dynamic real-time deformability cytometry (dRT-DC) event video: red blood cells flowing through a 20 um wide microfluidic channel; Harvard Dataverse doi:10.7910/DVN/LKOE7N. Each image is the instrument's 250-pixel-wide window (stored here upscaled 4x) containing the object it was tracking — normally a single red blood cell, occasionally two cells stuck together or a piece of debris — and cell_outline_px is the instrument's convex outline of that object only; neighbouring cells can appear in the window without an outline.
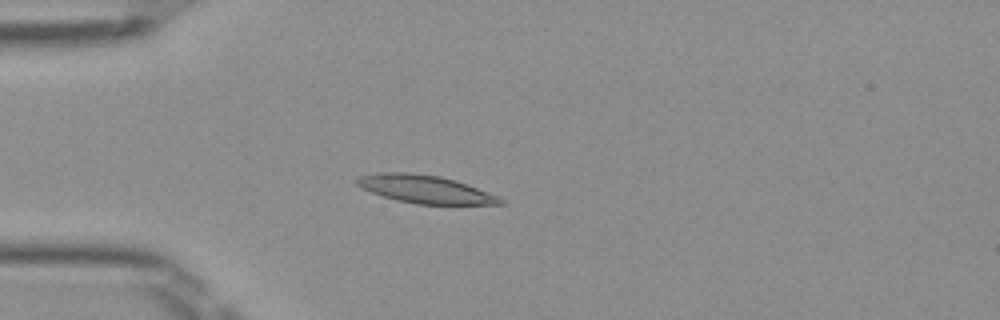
{"species": "Egyptian fruit bat (a non-hibernating species)", "species_latin": "Rousettus aegyptiacus", "temperature_condition": "room temperature", "stored_images_in_passage": 51, "camera_frame_rate_fps": 3000, "um_per_image_px": 0.085, "frame": {"image": 1, "passage_image": 14, "time_ms": 4.333, "image_size_px": [1000, 320], "cell_outline_px": [[504, 204], [416, 204], [396, 200], [372, 192], [356, 184], [356, 180], [360, 176], [380, 172], [412, 172], [440, 176], [456, 180], [468, 184], [500, 196], [504, 200]], "centroid_in_image_um": [36.19, 16.07], "position_along_channel_um": 48.8, "area_um2": 23.35}}
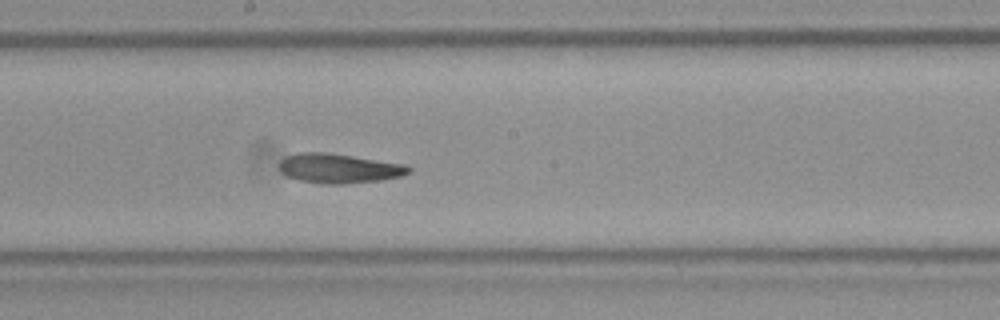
{"frame": {"image": 2, "passage_image": 28, "time_ms": 9.0, "image_size_px": [1000, 320], "cell_outline_px": [[412, 172], [400, 176], [380, 180], [344, 184], [324, 184], [300, 180], [288, 176], [280, 172], [280, 160], [284, 156], [296, 152], [324, 152], [352, 156], [404, 164], [412, 168]], "centroid_in_image_um": [28.79, 14.31], "position_along_channel_um": 219.4, "area_um2": 22.25}}
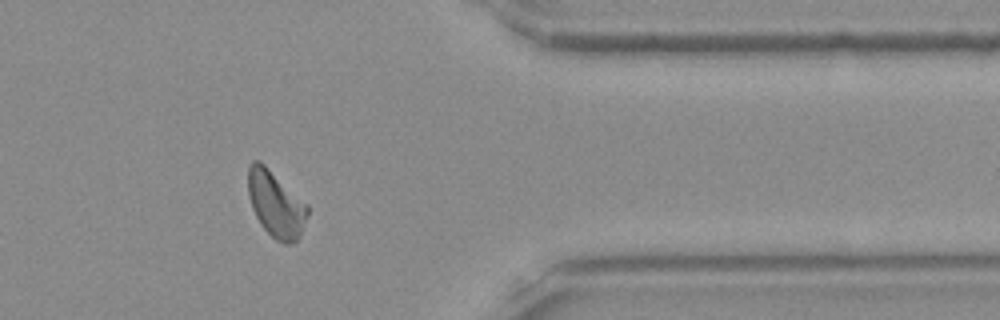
{"frame": {"image": 3, "passage_image": 42, "time_ms": 13.667, "image_size_px": [1000, 320], "cell_outline_px": [[308, 216], [300, 236], [292, 244], [284, 244], [276, 240], [260, 224], [252, 208], [248, 196], [248, 168], [252, 160], [260, 160], [308, 204]], "centroid_in_image_um": [23.45, 17.34], "position_along_channel_um": 388.0, "area_um2": 23.06}, "authors_computed_cell_mechanics": {"area_um2": 22.3686, "velocity_mm_per_s": 3.9732, "shape_relaxation_time_tau1_ms": 3.8592, "shape_relaxation_time_tau2_ms": 3.3053, "deformation_change_tau1": 0.1399, "deformation_change_tau2": 0.1221}}